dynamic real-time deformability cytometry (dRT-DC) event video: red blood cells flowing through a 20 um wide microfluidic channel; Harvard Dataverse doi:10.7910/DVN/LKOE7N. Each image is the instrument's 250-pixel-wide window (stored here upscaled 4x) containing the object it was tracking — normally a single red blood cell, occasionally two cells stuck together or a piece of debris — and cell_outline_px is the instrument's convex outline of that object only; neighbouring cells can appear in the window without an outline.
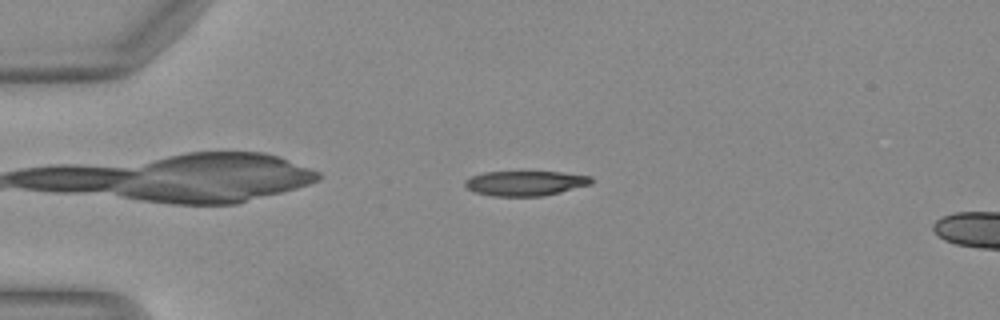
{"species": "Egyptian fruit bat (a non-hibernating species)", "species_latin": "Rousettus aegyptiacus", "temperature_condition": "warm", "stored_images_in_passage": 44, "camera_frame_rate_fps": 3000, "um_per_image_px": 0.085, "animal": {"sex": "female"}, "frame": {"image": 1, "passage_image": 7, "time_ms": 2.0, "image_size_px": [1000, 320], "cell_outline_px": [[592, 184], [544, 196], [492, 196], [476, 192], [468, 188], [464, 184], [464, 180], [472, 176], [484, 172], [560, 172], [592, 176]], "centroid_in_image_um": [44.66, 15.57], "position_along_channel_um": 40.3, "area_um2": 18.26}}
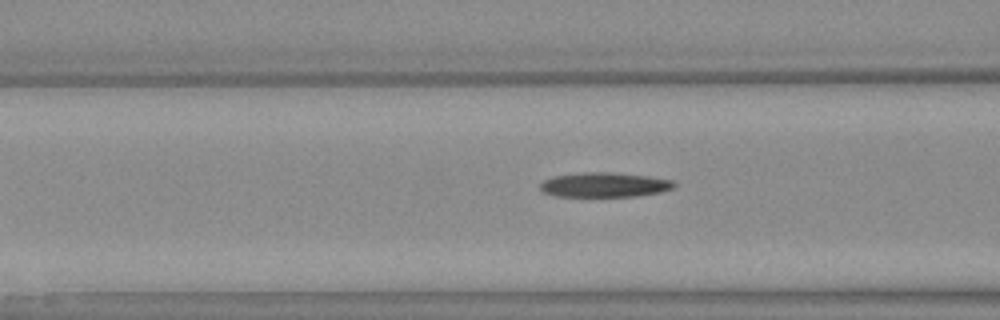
{"frame": {"image": 2, "passage_image": 15, "time_ms": 4.667, "image_size_px": [1000, 320], "cell_outline_px": [[676, 184], [672, 188], [660, 192], [636, 196], [556, 196], [544, 192], [540, 188], [540, 184], [544, 180], [552, 176], [584, 172], [608, 172], [648, 176], [672, 180]], "centroid_in_image_um": [51.36, 15.7], "position_along_channel_um": 115.2, "area_um2": 19.07}}
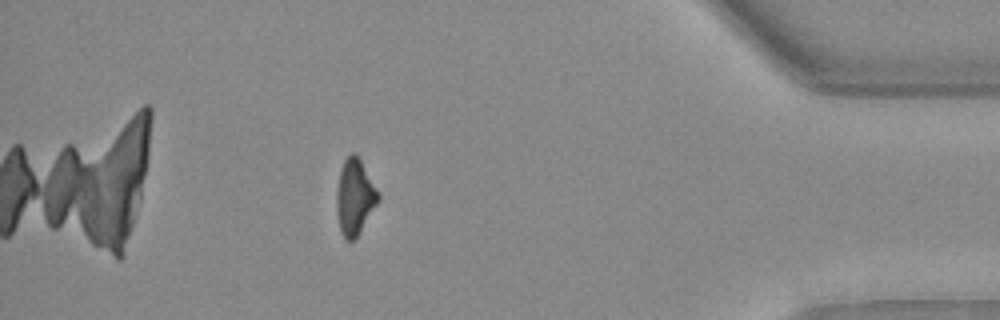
{"frame": {"image": 3, "passage_image": 39, "time_ms": 12.667, "image_size_px": [1000, 320], "cell_outline_px": [[380, 200], [356, 236], [352, 240], [344, 240], [340, 232], [336, 208], [336, 192], [340, 168], [344, 160], [352, 152], [360, 160], [380, 192]], "centroid_in_image_um": [30.15, 16.74], "position_along_channel_um": 405.1, "area_um2": 18.32}}